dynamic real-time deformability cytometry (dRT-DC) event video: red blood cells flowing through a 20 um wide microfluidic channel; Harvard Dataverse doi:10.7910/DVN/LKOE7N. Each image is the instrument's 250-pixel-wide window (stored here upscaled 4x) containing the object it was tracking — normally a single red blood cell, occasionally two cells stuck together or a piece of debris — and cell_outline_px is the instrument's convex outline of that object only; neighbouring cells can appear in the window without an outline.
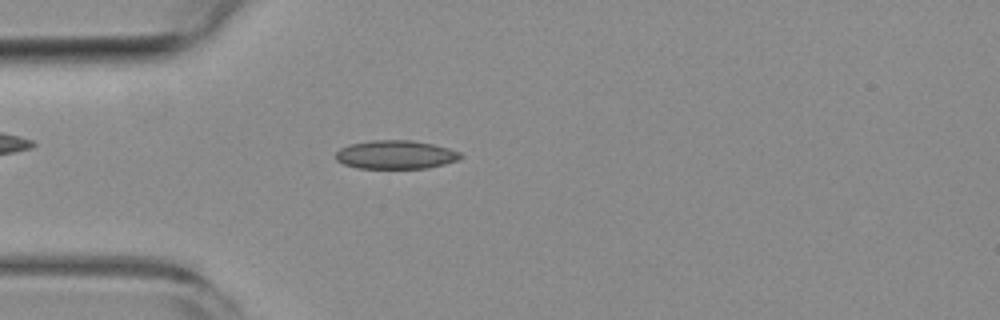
{"species": "common noctule bat (a hibernating species)", "species_latin": "Nyctalus noctula", "temperature_condition": "room temperature", "stored_images_in_passage": 41, "camera_frame_rate_fps": 3000, "um_per_image_px": 0.085, "animal": {"sex": "female", "body_mass_g": 19.3, "forearm_length_mm": 54.1}, "frame": {"image": 1, "passage_image": 3, "time_ms": 0.667, "image_size_px": [1000, 320], "cell_outline_px": [[464, 156], [460, 160], [428, 168], [356, 168], [344, 164], [336, 160], [336, 152], [340, 148], [348, 144], [372, 140], [412, 140], [432, 144], [448, 148], [460, 152]], "centroid_in_image_um": [33.64, 13.14], "position_along_channel_um": 51.4, "area_um2": 20.92}}
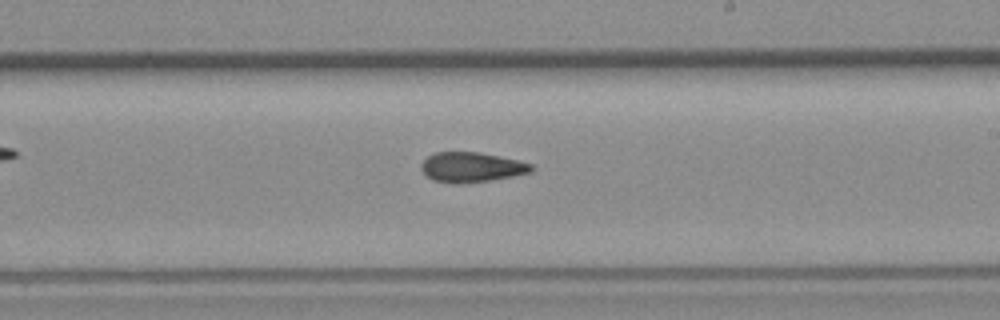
{"frame": {"image": 2, "passage_image": 19, "time_ms": 6.0, "image_size_px": [1000, 320], "cell_outline_px": [[532, 172], [512, 176], [488, 180], [456, 184], [432, 180], [424, 176], [420, 168], [420, 164], [428, 156], [436, 152], [480, 152], [516, 160], [532, 164]], "centroid_in_image_um": [40.01, 14.21], "position_along_channel_um": 249.0, "area_um2": 19.13}}
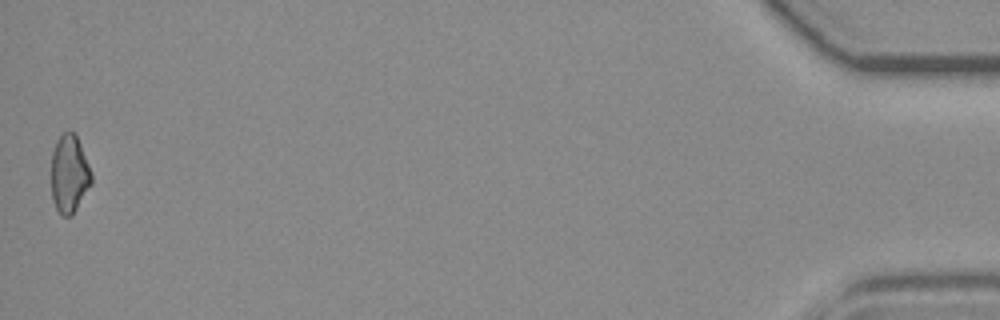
{"frame": {"image": 3, "passage_image": 41, "time_ms": 13.333, "image_size_px": [1000, 320], "cell_outline_px": [[92, 184], [72, 216], [60, 216], [52, 200], [52, 152], [56, 140], [64, 132], [72, 132], [76, 136], [80, 144], [88, 164], [92, 176]], "centroid_in_image_um": [5.89, 14.83], "position_along_channel_um": 429.3, "area_um2": 18.21}, "authors_computed_cell_mechanics": {"area_um2": 19.1318, "velocity_mm_per_s": 3.8638, "shape_relaxation_time_tau1_ms": null, "shape_relaxation_time_tau2_ms": 3.6872, "deformation_change_tau1": null, "deformation_change_tau2": 0.0885}}